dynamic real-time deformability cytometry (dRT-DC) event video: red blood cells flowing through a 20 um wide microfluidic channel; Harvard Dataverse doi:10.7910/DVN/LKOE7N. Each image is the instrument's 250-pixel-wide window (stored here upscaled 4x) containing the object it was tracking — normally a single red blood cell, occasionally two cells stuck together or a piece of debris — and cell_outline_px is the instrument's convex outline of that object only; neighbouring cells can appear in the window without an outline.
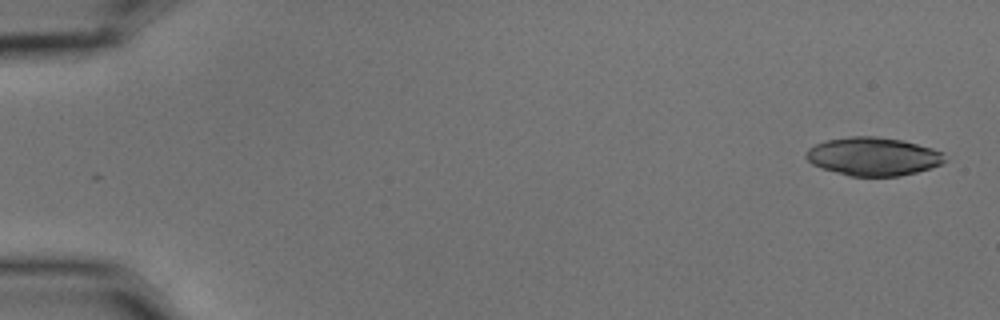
{"species": "common noctule bat (a hibernating species)", "species_latin": "Nyctalus noctula", "temperature_condition": "cold", "stored_images_in_passage": 5, "camera_frame_rate_fps": 3000, "um_per_image_px": 0.085, "animal": {"sex": "male", "body_mass_g": 15.6}, "frame": {"image": 1, "passage_image": 1, "time_ms": 0.0, "image_size_px": [1000, 320], "cell_outline_px": [[948, 160], [940, 164], [916, 172], [900, 176], [848, 176], [820, 168], [812, 164], [804, 156], [804, 152], [808, 148], [816, 144], [828, 140], [848, 136], [876, 136], [904, 140], [932, 148], [944, 152]], "centroid_in_image_um": [74.21, 13.29], "position_along_channel_um": 10.8, "area_um2": 31.27}}